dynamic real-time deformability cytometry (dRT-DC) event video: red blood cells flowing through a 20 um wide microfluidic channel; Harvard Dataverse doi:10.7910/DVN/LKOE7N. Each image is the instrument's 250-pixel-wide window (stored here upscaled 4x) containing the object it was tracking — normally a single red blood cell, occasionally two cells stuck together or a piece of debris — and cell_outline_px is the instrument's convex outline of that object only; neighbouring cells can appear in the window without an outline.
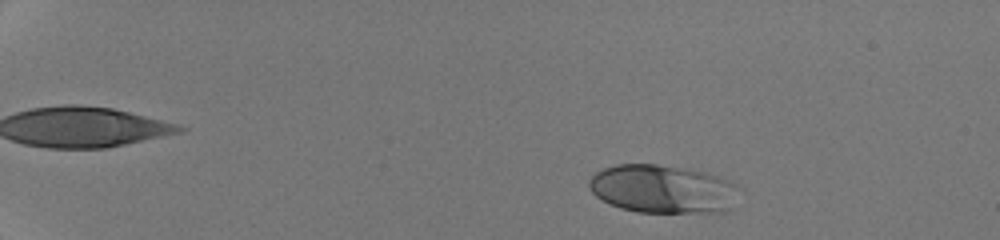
{"species": "human", "species_latin": "Homo sapiens", "temperature_condition": "room temperature", "stored_images_in_passage": 42, "camera_frame_rate_fps": 3000, "um_per_image_px": 0.085, "donor": {"sex": "male"}, "frame": {"image": 1, "passage_image": 4, "time_ms": 1.0, "image_size_px": [1000, 240], "cell_outline_px": [[736, 184], [732, 208], [724, 212], [636, 212], [620, 208], [596, 196], [592, 192], [588, 184], [588, 180], [596, 172], [604, 168], [616, 164], [656, 164], [704, 172], [728, 180]], "centroid_in_image_um": [56.28, 16.07], "position_along_channel_um": 28.7, "area_um2": 41.85}}
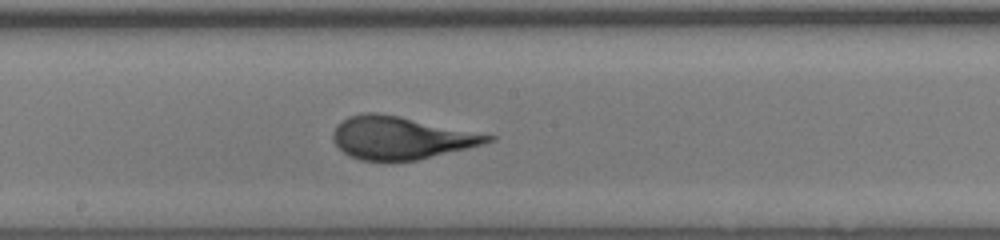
{"frame": {"image": 2, "passage_image": 26, "time_ms": 8.333, "image_size_px": [1000, 240], "cell_outline_px": [[496, 140], [484, 144], [416, 160], [360, 160], [344, 152], [332, 140], [332, 132], [336, 124], [340, 120], [348, 116], [364, 112], [376, 112], [400, 116], [496, 136]], "centroid_in_image_um": [34.04, 11.69], "position_along_channel_um": 214.2, "area_um2": 38.32}}
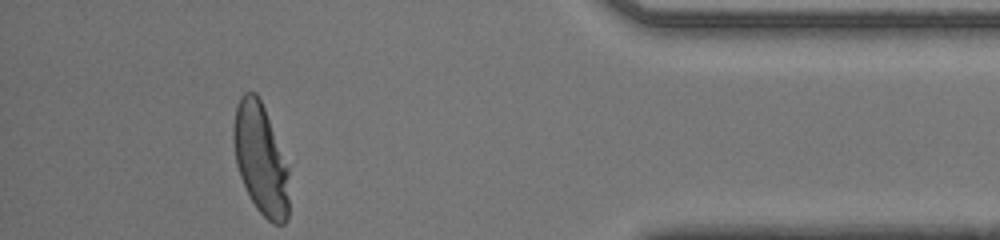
{"frame": {"image": 3, "passage_image": 42, "time_ms": 13.667, "image_size_px": [1000, 240], "cell_outline_px": [[288, 220], [284, 224], [272, 224], [256, 208], [240, 176], [236, 164], [232, 140], [232, 128], [236, 108], [240, 96], [244, 92], [256, 92], [264, 108], [288, 168]], "centroid_in_image_um": [22.13, 13.53], "position_along_channel_um": 413.1, "area_um2": 35.55}, "authors_computed_cell_mechanics": {"area_um2": 38.7549, "velocity_mm_per_s": 4.3058, "shape_relaxation_time_tau1_ms": 3.9243, "shape_relaxation_time_tau2_ms": null, "deformation_change_tau1": 0.2058, "deformation_change_tau2": null}}